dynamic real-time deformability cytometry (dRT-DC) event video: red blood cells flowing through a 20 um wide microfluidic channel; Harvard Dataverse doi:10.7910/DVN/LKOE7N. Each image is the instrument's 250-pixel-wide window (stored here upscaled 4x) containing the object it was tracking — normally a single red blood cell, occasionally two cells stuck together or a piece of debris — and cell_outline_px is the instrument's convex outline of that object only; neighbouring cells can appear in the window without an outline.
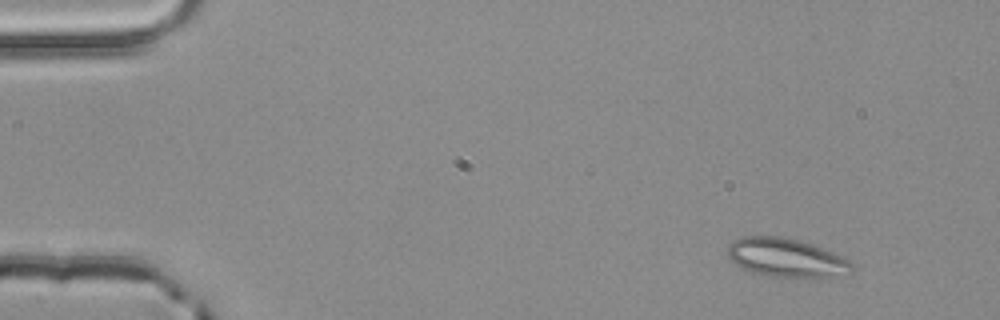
{"species": "common noctule bat (a hibernating species)", "species_latin": "Nyctalus noctula", "temperature_condition": "room temperature", "stored_images_in_passage": 3, "segment_of_instrument_passage": [1, 2], "camera_frame_rate_fps": 3000, "um_per_image_px": 0.085, "animal": {"sex": "male", "body_mass_g": 20.4}, "frame": {"image": 1, "passage_image": 1, "time_ms": 0.0, "image_size_px": [1000, 320], "cell_outline_px": [[856, 268], [848, 276], [772, 276], [752, 272], [740, 268], [728, 256], [728, 244], [732, 240], [744, 236], [784, 236], [800, 240], [832, 252], [848, 260]], "centroid_in_image_um": [66.83, 21.89], "position_along_channel_um": 18.2, "area_um2": 27.92}}